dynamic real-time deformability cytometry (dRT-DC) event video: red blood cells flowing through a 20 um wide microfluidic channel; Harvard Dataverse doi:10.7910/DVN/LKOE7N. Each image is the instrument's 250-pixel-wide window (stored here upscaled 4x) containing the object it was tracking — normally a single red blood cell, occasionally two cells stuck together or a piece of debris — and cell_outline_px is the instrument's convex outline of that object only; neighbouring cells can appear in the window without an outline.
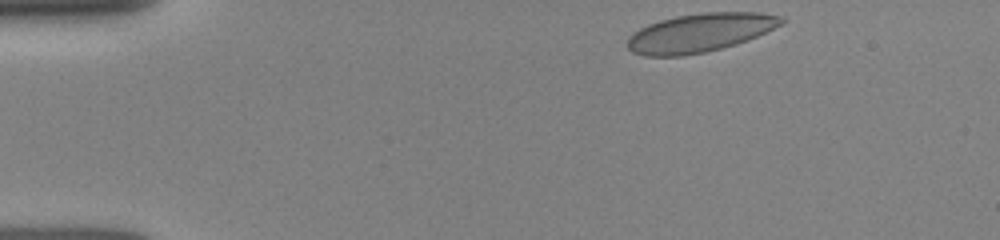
{"species": "human", "species_latin": "Homo sapiens", "temperature_condition": "room temperature", "stored_images_in_passage": 25, "camera_frame_rate_fps": 3000, "um_per_image_px": 0.085, "donor": {"sex": "female"}, "frame": {"image": 1, "passage_image": 1, "time_ms": 0.0, "image_size_px": [1000, 240], "cell_outline_px": [[784, 24], [756, 36], [736, 44], [704, 52], [680, 56], [644, 56], [632, 52], [628, 48], [628, 36], [640, 28], [648, 24], [660, 20], [676, 16], [700, 12], [760, 12], [784, 16]], "centroid_in_image_um": [59.5, 2.77], "position_along_channel_um": 25.5, "area_um2": 34.68}}
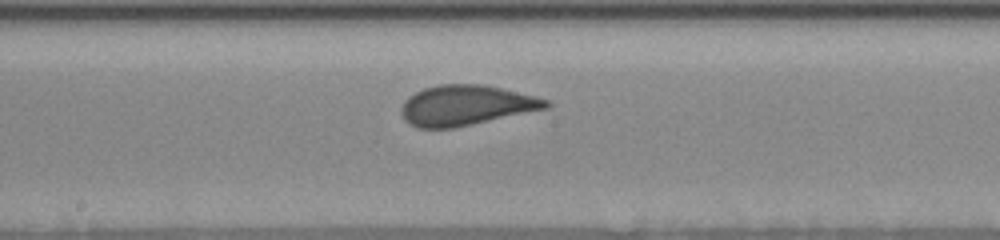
{"frame": {"image": 2, "passage_image": 14, "time_ms": 6.333, "image_size_px": [1000, 240], "cell_outline_px": [[552, 104], [548, 108], [456, 128], [416, 128], [408, 124], [404, 120], [400, 112], [400, 108], [404, 100], [408, 96], [424, 88], [440, 84], [484, 84], [536, 96], [552, 100]], "centroid_in_image_um": [39.61, 8.96], "position_along_channel_um": 208.6, "area_um2": 34.39}}
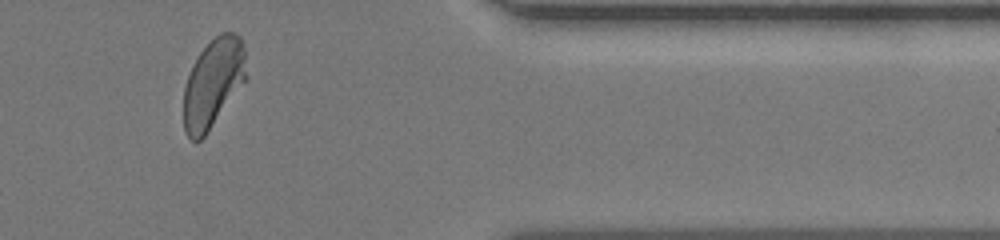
{"frame": {"image": 3, "passage_image": 23, "time_ms": 11.333, "image_size_px": [1000, 240], "cell_outline_px": [[244, 80], [204, 136], [200, 140], [192, 140], [184, 132], [184, 88], [192, 64], [200, 52], [220, 32], [232, 32], [240, 36], [244, 48]], "centroid_in_image_um": [18.07, 7.04], "position_along_channel_um": 393.3, "area_um2": 31.39}}